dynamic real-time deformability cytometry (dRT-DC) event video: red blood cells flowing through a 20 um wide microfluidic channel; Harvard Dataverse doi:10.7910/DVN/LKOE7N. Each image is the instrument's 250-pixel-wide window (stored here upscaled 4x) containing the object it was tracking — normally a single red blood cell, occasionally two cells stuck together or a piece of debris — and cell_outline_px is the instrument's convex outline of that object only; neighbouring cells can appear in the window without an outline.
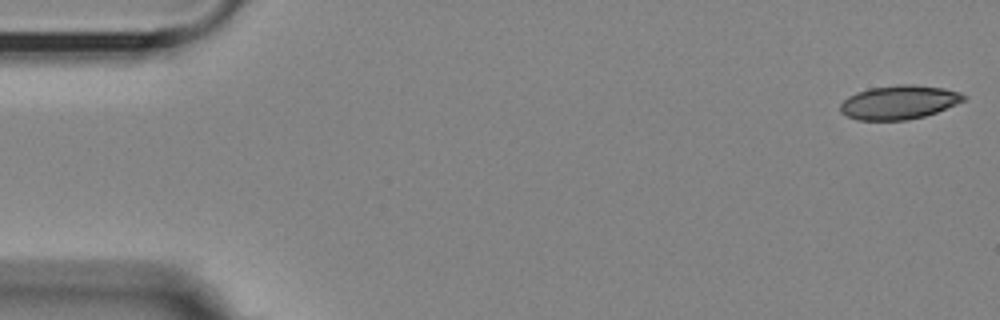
{"species": "Egyptian fruit bat (a non-hibernating species)", "species_latin": "Rousettus aegyptiacus", "temperature_condition": "room temperature", "stored_images_in_passage": 52, "camera_frame_rate_fps": 3000, "um_per_image_px": 0.085, "animal": {"sex": "female"}, "frame": {"image": 1, "passage_image": 1, "time_ms": 0.0, "image_size_px": [1000, 320], "cell_outline_px": [[968, 96], [964, 100], [956, 104], [936, 112], [924, 116], [908, 120], [856, 120], [840, 112], [840, 104], [848, 96], [856, 92], [868, 88], [896, 84], [912, 84], [944, 88], [960, 92]], "centroid_in_image_um": [76.4, 8.68], "position_along_channel_um": 8.6, "area_um2": 24.51}}
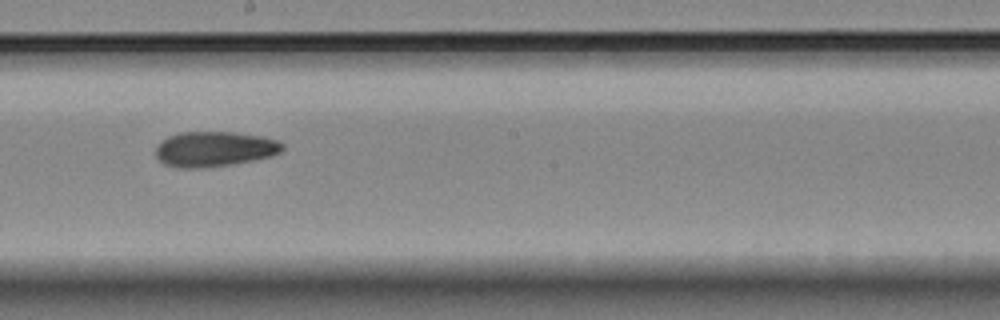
{"frame": {"image": 2, "passage_image": 30, "time_ms": 9.667, "image_size_px": [1000, 320], "cell_outline_px": [[284, 148], [280, 152], [272, 156], [256, 160], [232, 164], [204, 168], [176, 168], [164, 164], [156, 156], [156, 144], [160, 140], [168, 136], [180, 132], [232, 132], [260, 136], [276, 140], [284, 144]], "centroid_in_image_um": [18.2, 12.67], "position_along_channel_um": 230.0, "area_um2": 26.24}}
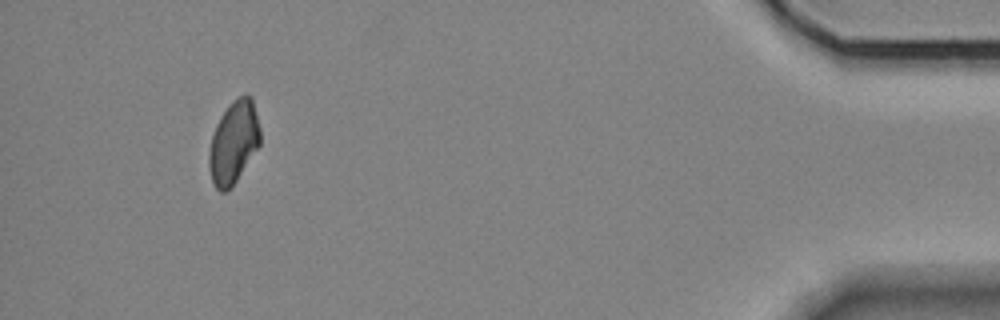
{"frame": {"image": 3, "passage_image": 51, "time_ms": 16.667, "image_size_px": [1000, 320], "cell_outline_px": [[260, 144], [236, 180], [224, 192], [220, 192], [216, 188], [212, 180], [208, 168], [208, 152], [212, 136], [216, 124], [220, 116], [232, 100], [240, 96], [252, 96], [260, 128]], "centroid_in_image_um": [19.84, 12.08], "position_along_channel_um": 415.4, "area_um2": 24.39}}